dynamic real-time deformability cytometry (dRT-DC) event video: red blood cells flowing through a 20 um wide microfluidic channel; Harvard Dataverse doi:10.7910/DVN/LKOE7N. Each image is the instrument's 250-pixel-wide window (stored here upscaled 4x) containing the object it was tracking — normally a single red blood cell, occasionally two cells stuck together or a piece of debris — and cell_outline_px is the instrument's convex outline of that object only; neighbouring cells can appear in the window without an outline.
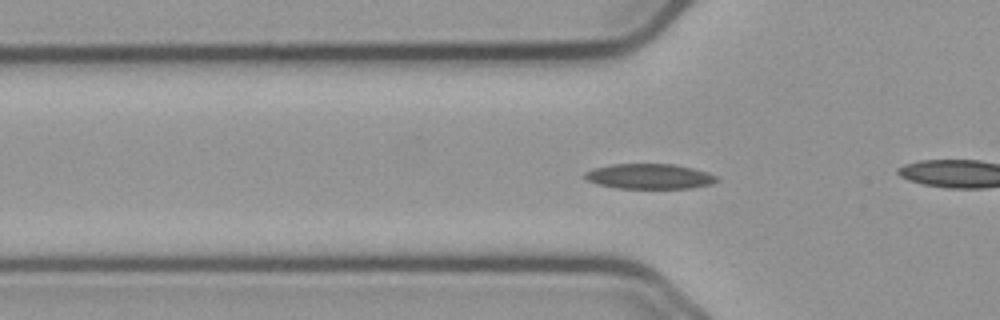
{"species": "common noctule bat (a hibernating species)", "species_latin": "Nyctalus noctula", "temperature_condition": "cold", "stored_images_in_passage": 47, "camera_frame_rate_fps": 3000, "um_per_image_px": 0.085, "animal": {"sex": "male", "body_mass_g": 23.1, "forearm_length_mm": 52.7}, "frame": {"image": 1, "passage_image": 8, "time_ms": 2.333, "image_size_px": [1000, 320], "cell_outline_px": [[720, 180], [712, 184], [688, 188], [616, 188], [596, 184], [588, 180], [584, 176], [584, 172], [596, 168], [612, 164], [676, 164], [708, 172], [716, 176]], "centroid_in_image_um": [55.22, 14.99], "position_along_channel_um": 70.6, "area_um2": 19.31}}
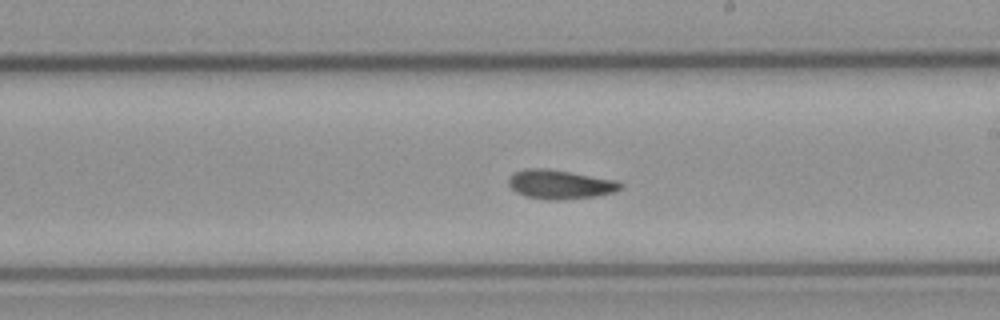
{"frame": {"image": 2, "passage_image": 22, "time_ms": 7.0, "image_size_px": [1000, 320], "cell_outline_px": [[624, 188], [616, 192], [596, 196], [560, 200], [556, 200], [528, 196], [516, 192], [508, 184], [508, 180], [516, 172], [528, 168], [544, 168], [616, 180], [624, 184]], "centroid_in_image_um": [47.68, 15.68], "position_along_channel_um": 241.3, "area_um2": 18.67}}
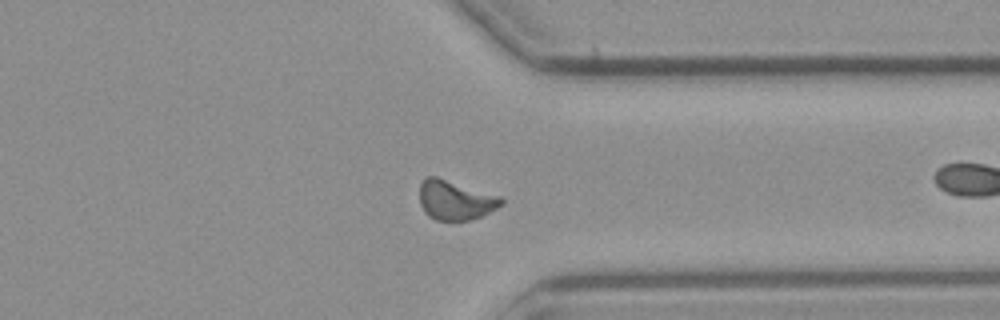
{"frame": {"image": 3, "passage_image": 33, "time_ms": 10.667, "image_size_px": [1000, 320], "cell_outline_px": [[504, 204], [480, 216], [468, 220], [436, 220], [428, 216], [424, 212], [420, 204], [420, 184], [428, 176], [436, 176], [500, 196], [504, 200]], "centroid_in_image_um": [38.69, 17.01], "position_along_channel_um": 372.7, "area_um2": 18.67}, "authors_computed_cell_mechanics": {"area_um2": 18.4382, "velocity_mm_per_s": 3.639, "shape_relaxation_time_tau1_ms": 5.7822, "shape_relaxation_time_tau2_ms": 7.8593, "deformation_change_tau1": 0.1238, "deformation_change_tau2": 0.1332}}